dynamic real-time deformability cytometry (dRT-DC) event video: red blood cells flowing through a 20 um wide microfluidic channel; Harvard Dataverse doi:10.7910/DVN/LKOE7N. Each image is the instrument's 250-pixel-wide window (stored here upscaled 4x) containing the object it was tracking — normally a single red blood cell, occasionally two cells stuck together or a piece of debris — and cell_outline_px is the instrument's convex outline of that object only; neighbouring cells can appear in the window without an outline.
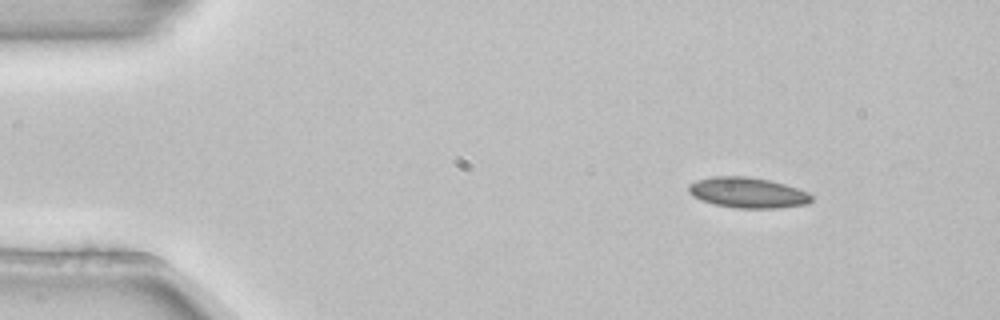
{"species": "common noctule bat (a hibernating species)", "species_latin": "Nyctalus noctula", "temperature_condition": "room temperature", "stored_images_in_passage": 3, "camera_frame_rate_fps": 3000, "um_per_image_px": 0.085, "animal": {"sex": "female", "body_mass_g": 22.7, "forearm_length_mm": 54.2}, "frame": {"image": 1, "passage_image": 1, "time_ms": 0.0, "image_size_px": [1000, 320], "cell_outline_px": [[812, 200], [808, 204], [772, 208], [736, 208], [716, 204], [700, 200], [692, 196], [688, 192], [688, 184], [696, 180], [712, 176], [748, 176], [768, 180], [784, 184], [808, 192], [812, 196]], "centroid_in_image_um": [63.51, 16.37], "position_along_channel_um": 21.5, "area_um2": 21.85}}